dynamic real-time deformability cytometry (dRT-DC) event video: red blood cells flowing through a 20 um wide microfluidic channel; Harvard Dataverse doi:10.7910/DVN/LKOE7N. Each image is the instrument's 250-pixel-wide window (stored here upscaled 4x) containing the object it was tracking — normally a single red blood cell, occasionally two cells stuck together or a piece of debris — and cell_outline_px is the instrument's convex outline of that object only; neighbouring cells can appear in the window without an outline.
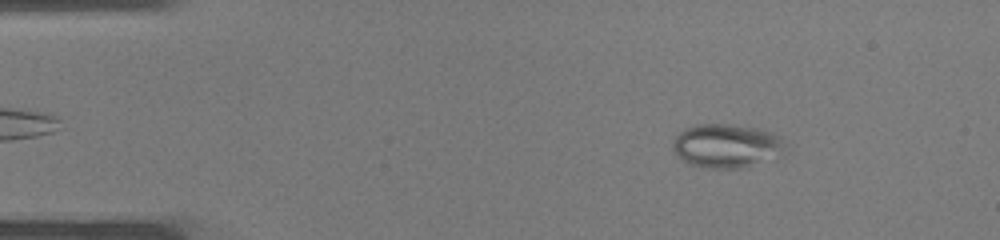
{"species": "common noctule bat (a hibernating species)", "species_latin": "Nyctalus noctula", "temperature_condition": "warm", "stored_images_in_passage": 37, "camera_frame_rate_fps": 3000, "um_per_image_px": 0.085, "animal": {"sex": "male", "body_mass_g": 19.0, "forearm_length_mm": 50.8}, "frame": {"image": 1, "passage_image": 5, "time_ms": 1.333, "image_size_px": [1000, 240], "cell_outline_px": [[780, 144], [756, 160], [740, 168], [708, 168], [688, 164], [680, 160], [672, 148], [672, 144], [676, 136], [680, 132], [696, 124], [728, 124], [756, 128], [772, 132], [780, 136]], "centroid_in_image_um": [61.47, 12.35], "position_along_channel_um": 23.5, "area_um2": 26.76}}
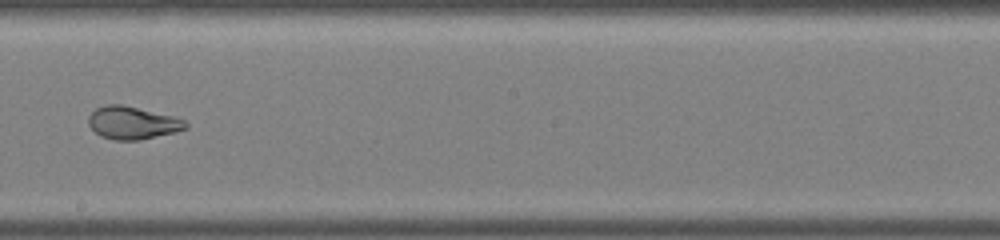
{"frame": {"image": 2, "passage_image": 21, "time_ms": 6.667, "image_size_px": [1000, 240], "cell_outline_px": [[188, 128], [140, 140], [116, 140], [100, 136], [88, 124], [88, 116], [96, 108], [108, 104], [120, 104], [172, 116], [184, 120], [188, 124]], "centroid_in_image_um": [11.23, 10.44], "position_along_channel_um": 237.0, "area_um2": 18.21}}
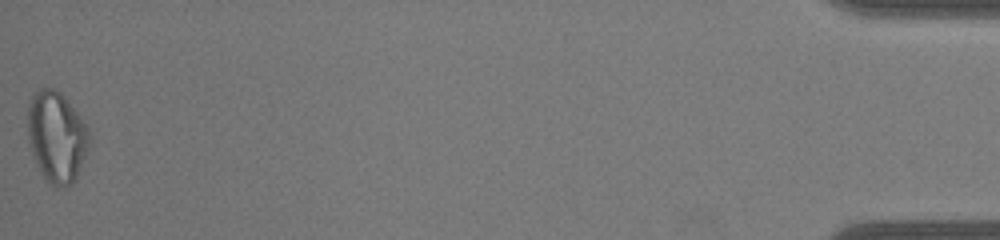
{"frame": {"image": 3, "passage_image": 37, "time_ms": 12.0, "image_size_px": [1000, 240], "cell_outline_px": [[92, 136], [88, 148], [76, 180], [72, 184], [52, 184], [44, 176], [36, 164], [28, 140], [28, 104], [32, 96], [40, 88], [52, 88], [60, 92], [64, 96], [80, 116], [88, 128]], "centroid_in_image_um": [4.83, 11.59], "position_along_channel_um": 430.4, "area_um2": 32.31}}